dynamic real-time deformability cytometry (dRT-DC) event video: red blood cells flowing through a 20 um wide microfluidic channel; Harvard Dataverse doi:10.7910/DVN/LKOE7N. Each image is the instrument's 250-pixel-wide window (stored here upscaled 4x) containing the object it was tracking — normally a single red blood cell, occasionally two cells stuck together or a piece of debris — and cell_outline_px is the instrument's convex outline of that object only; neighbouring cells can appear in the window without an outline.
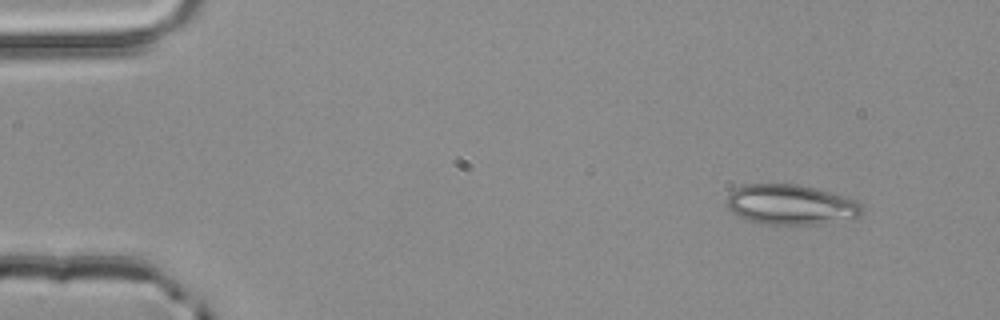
{"species": "common noctule bat (a hibernating species)", "species_latin": "Nyctalus noctula", "temperature_condition": "room temperature", "stored_images_in_passage": 3, "camera_frame_rate_fps": 3000, "um_per_image_px": 0.085, "animal": {"sex": "male", "body_mass_g": 20.4}, "frame": {"image": 1, "passage_image": 3, "time_ms": 0.667, "image_size_px": [1000, 320], "cell_outline_px": [[864, 208], [860, 216], [816, 224], [760, 224], [748, 220], [732, 212], [724, 204], [728, 196], [736, 188], [744, 184], [800, 184], [816, 188], [844, 196], [856, 200]], "centroid_in_image_um": [67.19, 17.38], "position_along_channel_um": 17.8, "area_um2": 31.56}}